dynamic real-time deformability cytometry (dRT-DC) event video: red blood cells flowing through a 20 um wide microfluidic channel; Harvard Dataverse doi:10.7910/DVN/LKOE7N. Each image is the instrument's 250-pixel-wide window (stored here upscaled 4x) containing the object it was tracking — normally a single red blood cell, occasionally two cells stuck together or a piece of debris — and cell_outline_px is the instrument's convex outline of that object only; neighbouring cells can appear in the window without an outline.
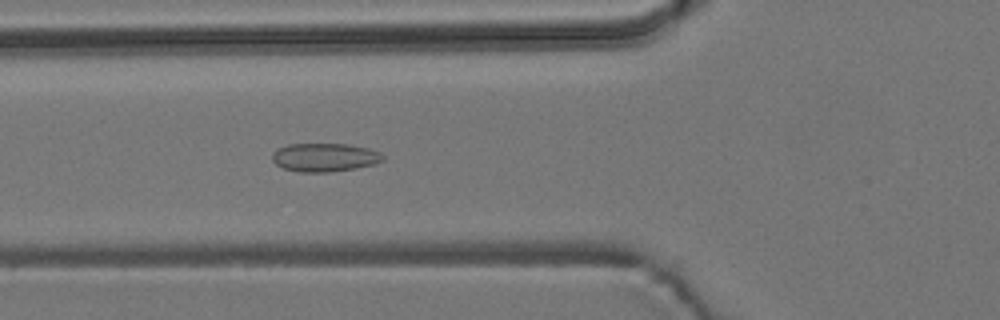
{"species": "common noctule bat (a hibernating species)", "species_latin": "Nyctalus noctula", "temperature_condition": "room temperature", "stored_images_in_passage": 52, "camera_frame_rate_fps": 3000, "um_per_image_px": 0.085, "animal": {"sex": "male", "body_mass_g": 19.2, "forearm_length_mm": 51.8}, "frame": {"image": 1, "passage_image": 19, "time_ms": 6.0, "image_size_px": [1000, 320], "cell_outline_px": [[384, 160], [372, 164], [356, 168], [328, 172], [300, 172], [284, 168], [276, 164], [272, 160], [272, 152], [276, 148], [288, 144], [348, 144], [368, 148], [380, 152], [384, 156]], "centroid_in_image_um": [27.57, 13.37], "position_along_channel_um": 98.2, "area_um2": 18.38}}
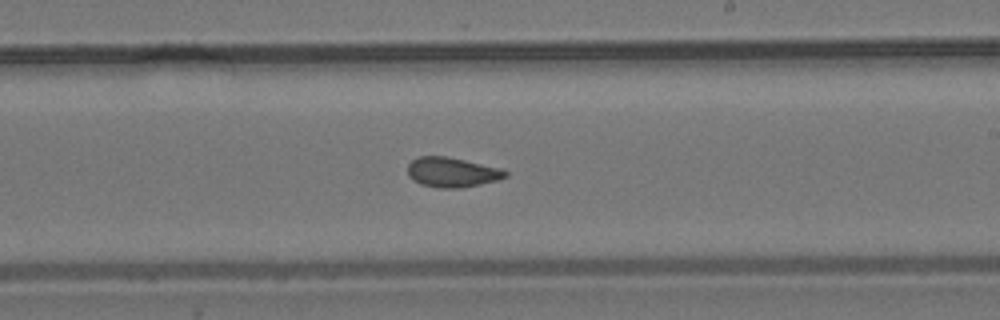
{"frame": {"image": 2, "passage_image": 31, "time_ms": 10.0, "image_size_px": [1000, 320], "cell_outline_px": [[508, 176], [496, 180], [480, 184], [460, 188], [440, 188], [420, 184], [412, 180], [408, 176], [408, 164], [412, 160], [420, 156], [448, 156], [504, 168], [508, 172]], "centroid_in_image_um": [38.44, 14.63], "position_along_channel_um": 250.6, "area_um2": 17.22}}
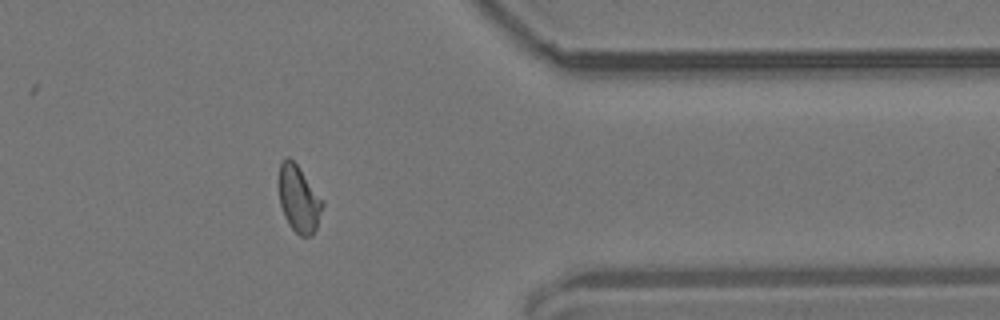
{"frame": {"image": 3, "passage_image": 43, "time_ms": 14.0, "image_size_px": [1000, 320], "cell_outline_px": [[324, 204], [316, 228], [312, 236], [300, 236], [288, 224], [284, 216], [280, 204], [280, 164], [284, 156], [288, 156], [296, 164], [324, 200]], "centroid_in_image_um": [25.42, 16.93], "position_along_channel_um": 386.0, "area_um2": 16.82}}